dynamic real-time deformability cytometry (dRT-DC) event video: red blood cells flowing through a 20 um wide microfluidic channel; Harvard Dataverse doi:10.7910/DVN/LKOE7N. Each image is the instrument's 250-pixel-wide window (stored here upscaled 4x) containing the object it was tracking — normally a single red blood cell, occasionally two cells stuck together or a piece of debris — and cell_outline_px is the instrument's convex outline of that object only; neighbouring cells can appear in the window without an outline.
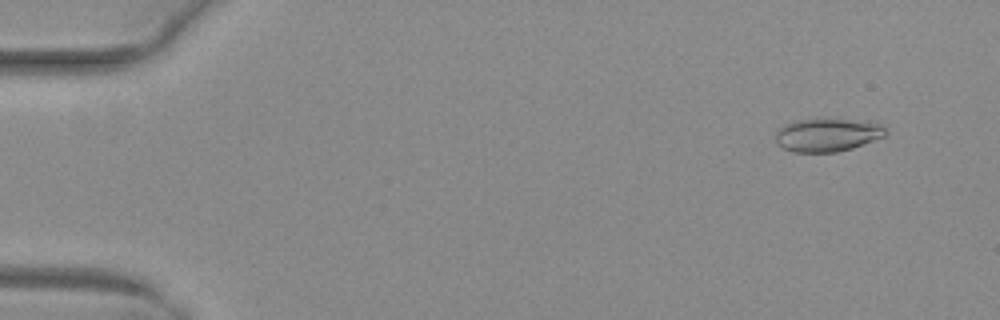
{"species": "common noctule bat (a hibernating species)", "species_latin": "Nyctalus noctula", "temperature_condition": "warm", "stored_images_in_passage": 52, "camera_frame_rate_fps": 3000, "um_per_image_px": 0.085, "animal": {"sex": "female", "body_mass_g": 29.2, "forearm_length_mm": 56.3}, "frame": {"image": 1, "passage_image": 5, "time_ms": 1.333, "image_size_px": [1000, 320], "cell_outline_px": [[888, 132], [884, 136], [852, 148], [836, 152], [792, 152], [776, 144], [776, 132], [784, 124], [800, 120], [876, 120]], "centroid_in_image_um": [70.35, 11.47], "position_along_channel_um": 14.6, "area_um2": 21.15}}
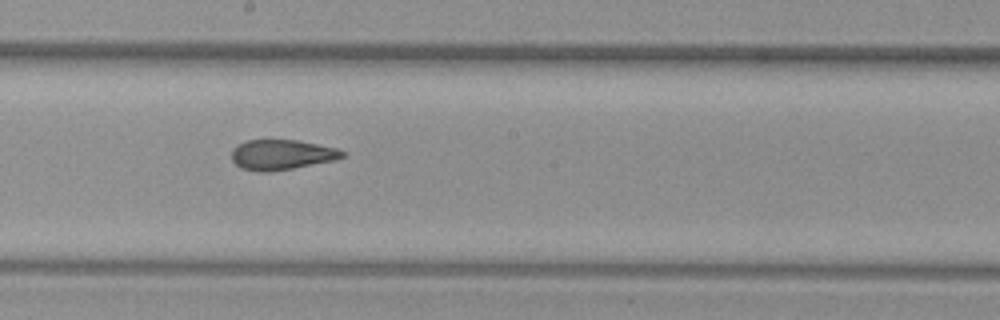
{"frame": {"image": 2, "passage_image": 30, "time_ms": 9.667, "image_size_px": [1000, 320], "cell_outline_px": [[344, 156], [336, 160], [292, 168], [268, 172], [260, 172], [240, 168], [232, 160], [232, 148], [236, 144], [248, 140], [296, 140], [336, 148], [344, 152]], "centroid_in_image_um": [23.9, 13.15], "position_along_channel_um": 224.3, "area_um2": 19.36}}
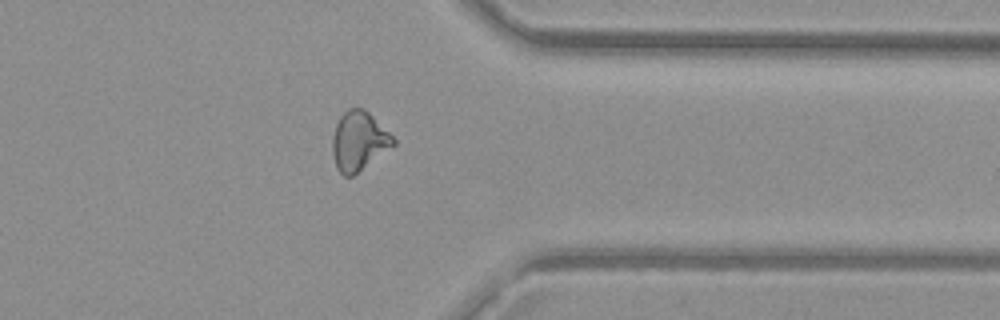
{"frame": {"image": 3, "passage_image": 42, "time_ms": 13.667, "image_size_px": [1000, 320], "cell_outline_px": [[396, 144], [352, 176], [344, 176], [336, 168], [332, 152], [332, 136], [336, 124], [340, 116], [348, 108], [364, 108], [396, 140]], "centroid_in_image_um": [30.47, 11.99], "position_along_channel_um": 380.9, "area_um2": 20.75}, "authors_computed_cell_mechanics": {"area_um2": 20.7791, "velocity_mm_per_s": 4.0927, "shape_relaxation_time_tau1_ms": null, "shape_relaxation_time_tau2_ms": 1.7431, "deformation_change_tau1": null, "deformation_change_tau2": 0.0737}}